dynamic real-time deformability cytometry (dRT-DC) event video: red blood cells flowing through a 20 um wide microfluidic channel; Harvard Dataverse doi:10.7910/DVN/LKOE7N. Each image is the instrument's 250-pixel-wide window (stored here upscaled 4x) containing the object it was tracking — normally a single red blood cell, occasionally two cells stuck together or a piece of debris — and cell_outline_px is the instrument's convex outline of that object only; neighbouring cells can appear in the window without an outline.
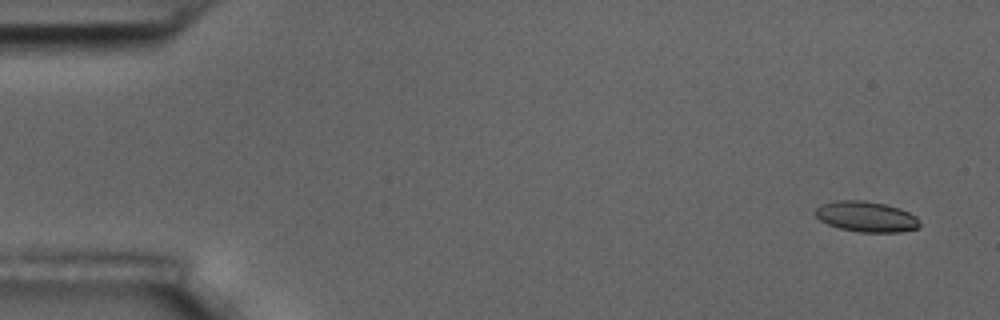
{"species": "common noctule bat (a hibernating species)", "species_latin": "Nyctalus noctula", "temperature_condition": "room temperature", "stored_images_in_passage": 4, "camera_frame_rate_fps": 3000, "um_per_image_px": 0.085, "animal": {"sex": "male", "body_mass_g": 17.5, "forearm_length_mm": 52.3}, "frame": {"image": 1, "passage_image": 1, "time_ms": 0.0, "image_size_px": [1000, 320], "cell_outline_px": [[920, 228], [900, 232], [860, 232], [840, 228], [828, 224], [820, 220], [816, 216], [816, 208], [820, 204], [836, 200], [864, 200], [884, 204], [900, 208], [916, 216], [920, 224]], "centroid_in_image_um": [73.64, 18.41], "position_along_channel_um": 11.4, "area_um2": 18.61}}
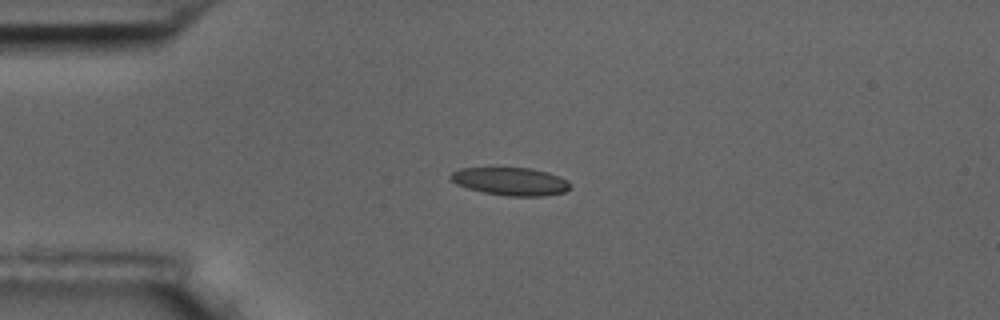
{"frame": {"image": 2, "passage_image": 4, "time_ms": 3.667, "image_size_px": [1000, 320], "cell_outline_px": [[572, 188], [564, 192], [544, 196], [508, 196], [484, 192], [468, 188], [456, 184], [448, 176], [452, 172], [460, 168], [532, 168], [548, 172], [560, 176], [568, 180], [572, 184]], "centroid_in_image_um": [43.45, 15.42], "position_along_channel_um": 41.6, "area_um2": 19.59}}